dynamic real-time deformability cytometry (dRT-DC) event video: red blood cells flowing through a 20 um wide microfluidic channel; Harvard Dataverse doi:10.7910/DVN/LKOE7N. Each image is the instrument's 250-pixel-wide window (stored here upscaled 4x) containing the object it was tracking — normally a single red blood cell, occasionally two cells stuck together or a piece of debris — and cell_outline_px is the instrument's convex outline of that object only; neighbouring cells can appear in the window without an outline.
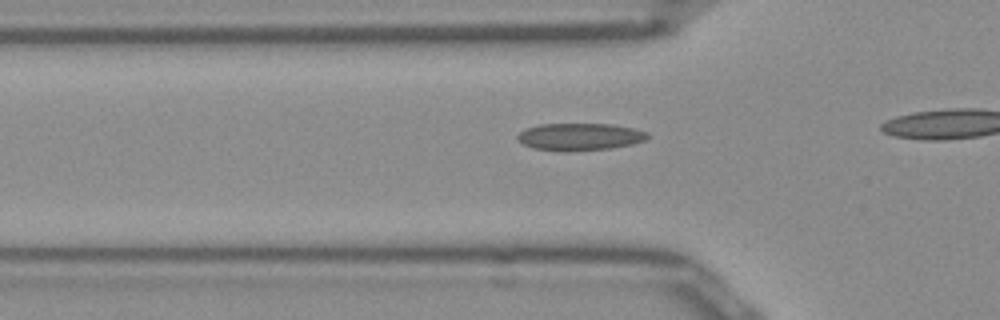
{"species": "Egyptian fruit bat (a non-hibernating species)", "species_latin": "Rousettus aegyptiacus", "temperature_condition": "room temperature", "stored_images_in_passage": 8, "camera_frame_rate_fps": 3000, "um_per_image_px": 0.085, "frame": {"image": 1, "passage_image": 3, "time_ms": 0.667, "image_size_px": [1000, 320], "cell_outline_px": [[648, 136], [644, 140], [632, 144], [608, 148], [564, 152], [532, 148], [516, 140], [516, 136], [524, 128], [540, 124], [608, 124], [632, 128], [648, 132]], "centroid_in_image_um": [49.21, 11.63], "position_along_channel_um": 76.6, "area_um2": 20.63}}
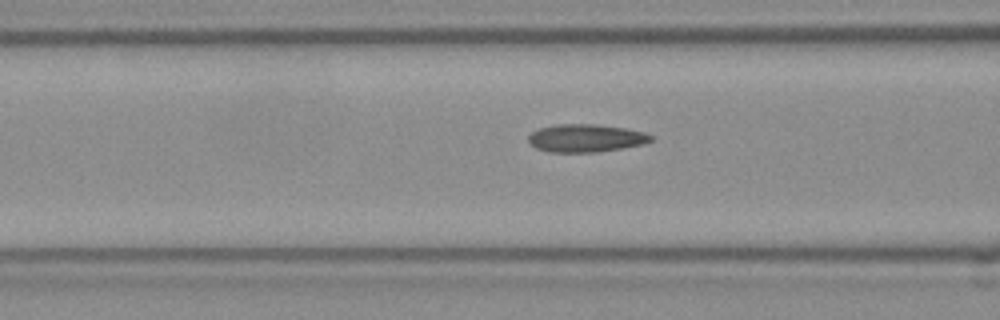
{"frame": {"image": 2, "passage_image": 6, "time_ms": 1.667, "image_size_px": [1000, 320], "cell_outline_px": [[652, 140], [644, 144], [596, 152], [548, 152], [536, 148], [528, 144], [528, 136], [532, 132], [540, 128], [556, 124], [596, 124], [628, 128], [644, 132], [652, 136]], "centroid_in_image_um": [49.77, 11.73], "position_along_channel_um": 116.8, "area_um2": 20.0}}